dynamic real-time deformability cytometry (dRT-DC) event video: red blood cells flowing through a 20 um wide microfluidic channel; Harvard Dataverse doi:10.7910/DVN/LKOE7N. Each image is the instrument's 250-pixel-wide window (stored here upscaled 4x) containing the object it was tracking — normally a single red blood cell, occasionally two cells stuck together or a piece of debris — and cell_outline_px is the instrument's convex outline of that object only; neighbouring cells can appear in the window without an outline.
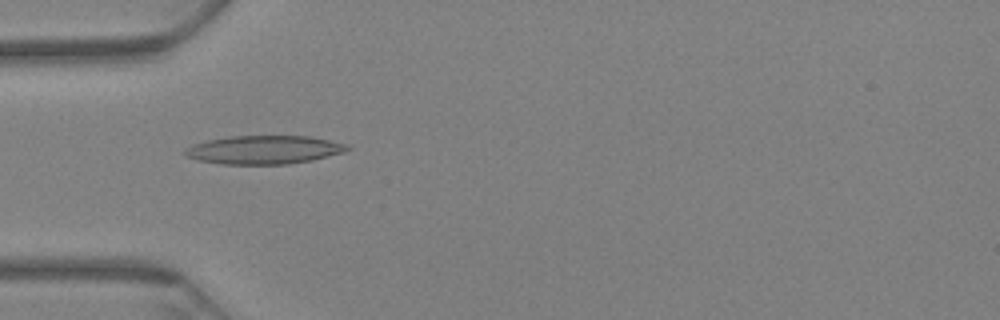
{"species": "Egyptian fruit bat (a non-hibernating species)", "species_latin": "Rousettus aegyptiacus", "temperature_condition": "warm", "stored_images_in_passage": 64, "camera_frame_rate_fps": 3000, "um_per_image_px": 0.085, "animal": {"sex": "female"}, "frame": {"image": 1, "passage_image": 20, "time_ms": 6.333, "image_size_px": [1000, 320], "cell_outline_px": [[352, 148], [344, 152], [312, 160], [288, 164], [220, 164], [200, 160], [188, 156], [184, 152], [184, 148], [192, 144], [208, 140], [228, 136], [308, 136], [348, 144]], "centroid_in_image_um": [22.45, 12.73], "position_along_channel_um": 62.5, "area_um2": 26.88}}
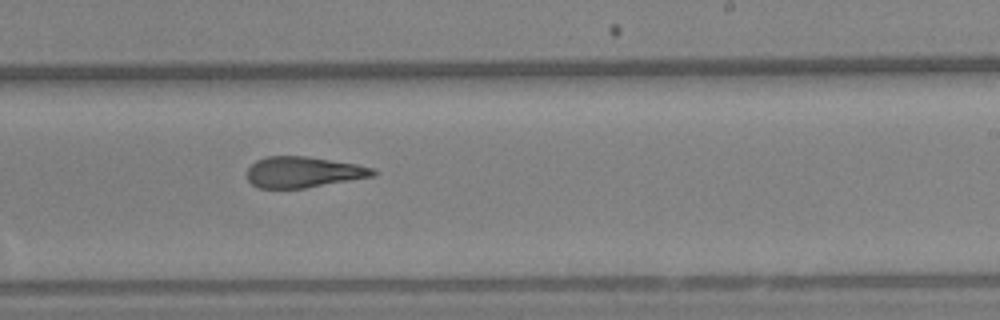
{"frame": {"image": 2, "passage_image": 39, "time_ms": 12.667, "image_size_px": [1000, 320], "cell_outline_px": [[376, 172], [372, 176], [304, 188], [260, 188], [252, 184], [248, 180], [248, 168], [256, 160], [268, 156], [304, 156], [356, 164], [372, 168]], "centroid_in_image_um": [25.73, 14.63], "position_along_channel_um": 263.3, "area_um2": 22.25}}
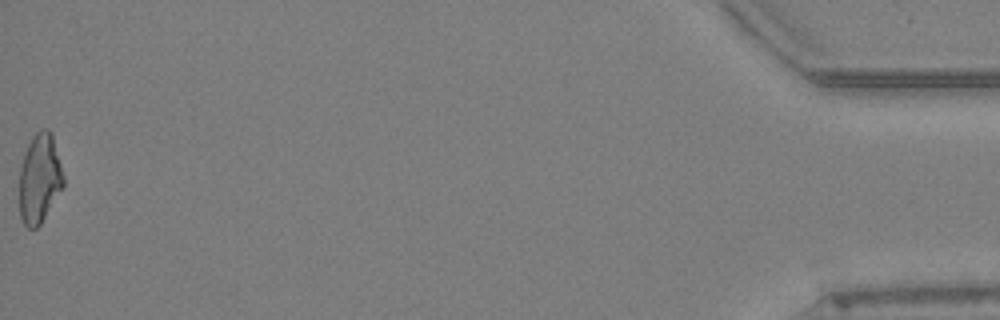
{"frame": {"image": 3, "passage_image": 64, "time_ms": 21.0, "image_size_px": [1000, 320], "cell_outline_px": [[64, 184], [40, 224], [36, 228], [28, 228], [24, 224], [20, 216], [20, 164], [24, 152], [32, 136], [40, 128], [48, 128], [52, 132], [64, 176]], "centroid_in_image_um": [3.36, 15.11], "position_along_channel_um": 431.8, "area_um2": 22.95}, "authors_computed_cell_mechanics": {"area_um2": 23.9003, "velocity_mm_per_s": 3.2081, "shape_relaxation_time_tau1_ms": null, "shape_relaxation_time_tau2_ms": 3.3681, "deformation_change_tau1": null, "deformation_change_tau2": 0.1244}}